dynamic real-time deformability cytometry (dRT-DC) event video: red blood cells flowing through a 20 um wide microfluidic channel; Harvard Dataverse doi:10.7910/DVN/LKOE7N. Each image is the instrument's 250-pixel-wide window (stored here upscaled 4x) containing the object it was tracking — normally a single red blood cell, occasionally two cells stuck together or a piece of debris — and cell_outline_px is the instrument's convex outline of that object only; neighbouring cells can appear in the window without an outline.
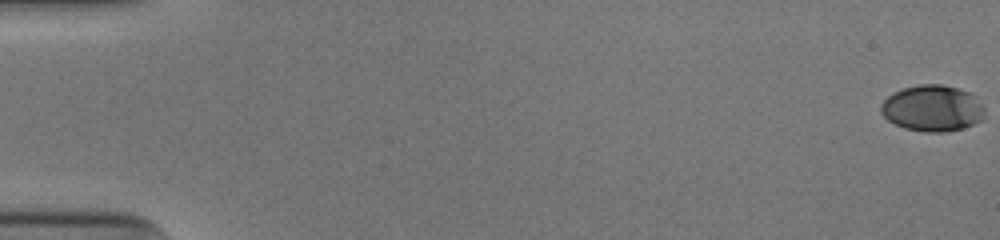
{"species": "human", "species_latin": "Homo sapiens", "temperature_condition": "cold", "stored_images_in_passage": 54, "camera_frame_rate_fps": 3000, "um_per_image_px": 0.085, "donor": {"sex": "male"}, "frame": {"image": 1, "passage_image": 1, "time_ms": 0.0, "image_size_px": [1000, 240], "cell_outline_px": [[984, 112], [980, 120], [964, 128], [944, 132], [924, 132], [904, 128], [888, 120], [880, 112], [880, 104], [892, 92], [904, 88], [920, 84], [944, 84], [972, 92], [976, 96], [984, 108]], "centroid_in_image_um": [79.25, 9.19], "position_along_channel_um": 5.8, "area_um2": 28.15}}
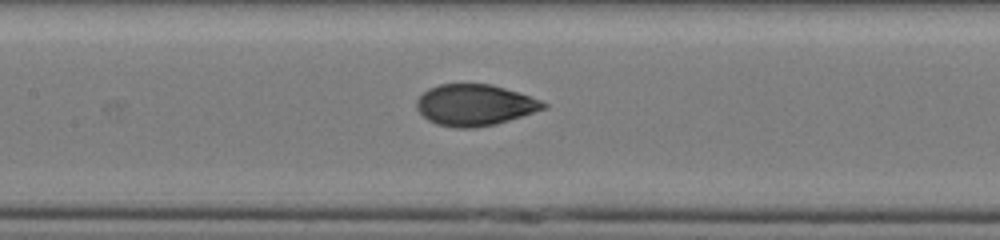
{"frame": {"image": 2, "passage_image": 27, "time_ms": 8.667, "image_size_px": [1000, 240], "cell_outline_px": [[548, 108], [496, 124], [476, 128], [456, 128], [436, 124], [428, 120], [416, 108], [416, 100], [428, 88], [440, 84], [492, 84], [540, 100], [548, 104]], "centroid_in_image_um": [40.34, 8.94], "position_along_channel_um": 167.1, "area_um2": 30.46}}
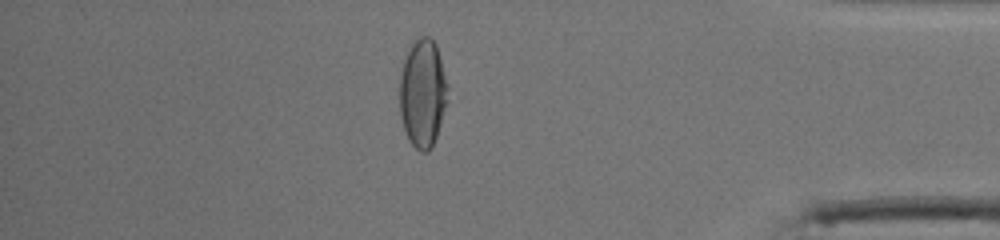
{"frame": {"image": 3, "passage_image": 47, "time_ms": 15.333, "image_size_px": [1000, 240], "cell_outline_px": [[448, 100], [432, 148], [428, 152], [420, 152], [408, 140], [400, 116], [400, 76], [404, 56], [412, 44], [420, 36], [428, 36], [436, 44], [448, 84]], "centroid_in_image_um": [35.93, 7.93], "position_along_channel_um": 399.3, "area_um2": 30.46}, "authors_computed_cell_mechanics": {"area_um2": 30.0849, "velocity_mm_per_s": 3.9555, "shape_relaxation_time_tau1_ms": 4.7836, "shape_relaxation_time_tau2_ms": 0.7154, "deformation_change_tau1": 0.1967, "deformation_change_tau2": 0.0419}}